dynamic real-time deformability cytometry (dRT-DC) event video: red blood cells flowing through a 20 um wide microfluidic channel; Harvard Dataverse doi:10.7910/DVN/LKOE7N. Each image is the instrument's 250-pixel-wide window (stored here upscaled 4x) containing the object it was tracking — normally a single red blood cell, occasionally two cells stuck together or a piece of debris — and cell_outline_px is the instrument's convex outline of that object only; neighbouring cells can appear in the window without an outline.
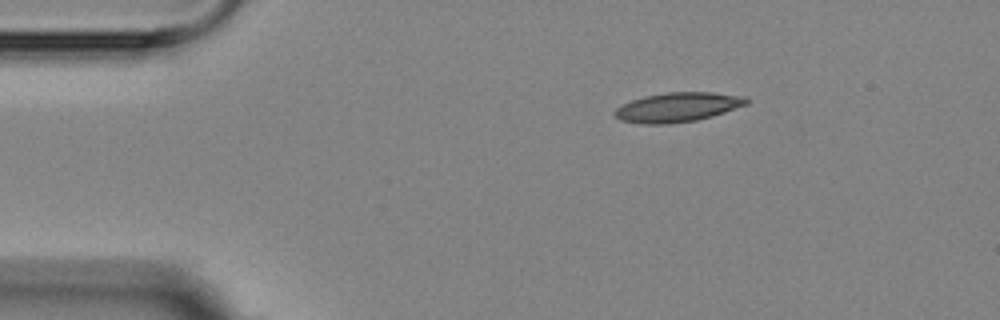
{"species": "Egyptian fruit bat (a non-hibernating species)", "species_latin": "Rousettus aegyptiacus", "temperature_condition": "room temperature", "stored_images_in_passage": 3, "camera_frame_rate_fps": 3000, "um_per_image_px": 0.085, "animal": {"sex": "female"}, "frame": {"image": 1, "passage_image": 1, "time_ms": 0.0, "image_size_px": [1000, 320], "cell_outline_px": [[748, 104], [712, 116], [696, 120], [668, 124], [640, 124], [620, 120], [612, 112], [616, 108], [632, 100], [644, 96], [668, 92], [712, 92], [744, 96], [748, 100]], "centroid_in_image_um": [57.58, 9.11], "position_along_channel_um": 27.4, "area_um2": 22.54}}
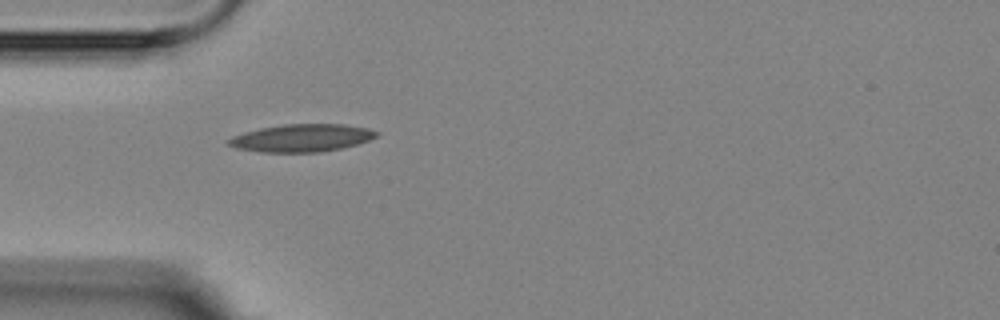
{"frame": {"image": 2, "passage_image": 3, "time_ms": 2.333, "image_size_px": [1000, 320], "cell_outline_px": [[380, 132], [376, 136], [368, 140], [356, 144], [340, 148], [320, 152], [260, 152], [236, 148], [228, 144], [228, 140], [232, 136], [244, 132], [260, 128], [284, 124], [344, 124], [368, 128]], "centroid_in_image_um": [25.63, 11.72], "position_along_channel_um": 59.4, "area_um2": 23.7}}